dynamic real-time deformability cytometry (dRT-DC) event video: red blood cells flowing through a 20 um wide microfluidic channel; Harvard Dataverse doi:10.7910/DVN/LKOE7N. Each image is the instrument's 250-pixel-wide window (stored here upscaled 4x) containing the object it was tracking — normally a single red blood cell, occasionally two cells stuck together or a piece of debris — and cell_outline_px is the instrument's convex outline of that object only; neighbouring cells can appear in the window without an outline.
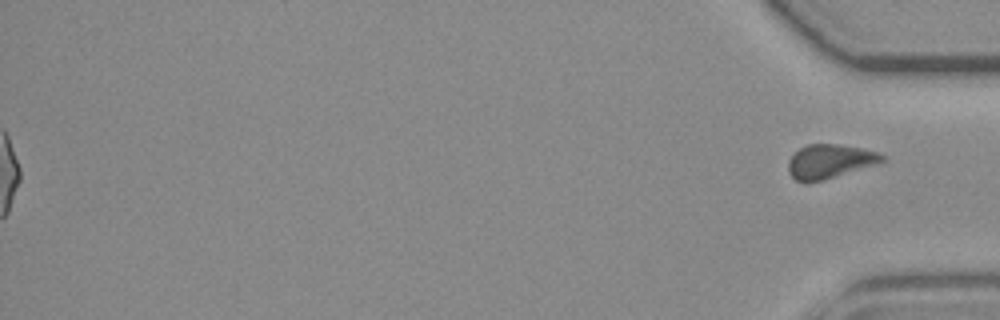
{"species": "common noctule bat (a hibernating species)", "species_latin": "Nyctalus noctula", "temperature_condition": "room temperature", "stored_images_in_passage": 56, "segment_of_instrument_passage": [2, 2], "camera_frame_rate_fps": 3000, "um_per_image_px": 0.085, "animal": {"sex": "female", "body_mass_g": 19.3, "forearm_length_mm": 54.1}, "frame": {"image": 1, "passage_image": 56, "time_ms": 18.333, "image_size_px": [1000, 320], "cell_outline_px": [[888, 160], [880, 164], [824, 180], [808, 184], [804, 184], [796, 180], [788, 172], [788, 160], [800, 148], [808, 144], [836, 144], [860, 148], [880, 152]], "centroid_in_image_um": [70.57, 13.75], "position_along_channel_um": 364.6, "area_um2": 19.07}}